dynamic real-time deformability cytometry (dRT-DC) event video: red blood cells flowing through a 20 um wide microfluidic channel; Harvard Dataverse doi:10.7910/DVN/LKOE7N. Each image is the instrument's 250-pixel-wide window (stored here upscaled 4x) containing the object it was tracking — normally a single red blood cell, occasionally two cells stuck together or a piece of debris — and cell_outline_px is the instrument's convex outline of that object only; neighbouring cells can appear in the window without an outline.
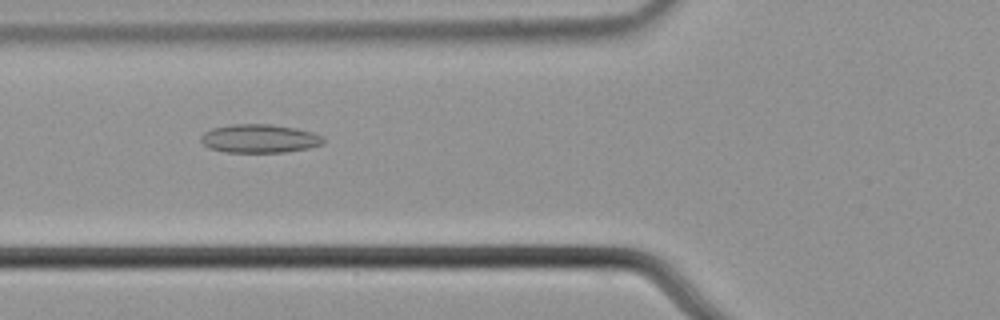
{"species": "common noctule bat (a hibernating species)", "species_latin": "Nyctalus noctula", "temperature_condition": "cold", "stored_images_in_passage": 39, "camera_frame_rate_fps": 3000, "um_per_image_px": 0.085, "animal": {"sex": "male", "body_mass_g": 21.5, "forearm_length_mm": 52.0}, "frame": {"image": 1, "passage_image": 5, "time_ms": 1.333, "image_size_px": [1000, 320], "cell_outline_px": [[324, 144], [308, 148], [284, 152], [224, 152], [208, 148], [200, 140], [200, 136], [204, 132], [212, 128], [232, 124], [272, 124], [296, 128], [312, 132], [324, 136]], "centroid_in_image_um": [22.06, 11.77], "position_along_channel_um": 103.7, "area_um2": 20.52}}
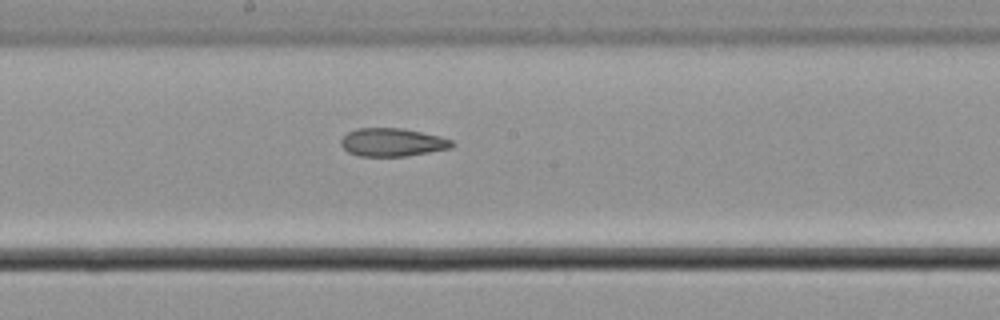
{"frame": {"image": 2, "passage_image": 14, "time_ms": 4.333, "image_size_px": [1000, 320], "cell_outline_px": [[456, 144], [452, 148], [404, 156], [360, 156], [348, 152], [340, 144], [340, 140], [348, 132], [356, 128], [404, 128], [440, 136], [452, 140]], "centroid_in_image_um": [33.36, 12.09], "position_along_channel_um": 214.8, "area_um2": 18.26}}
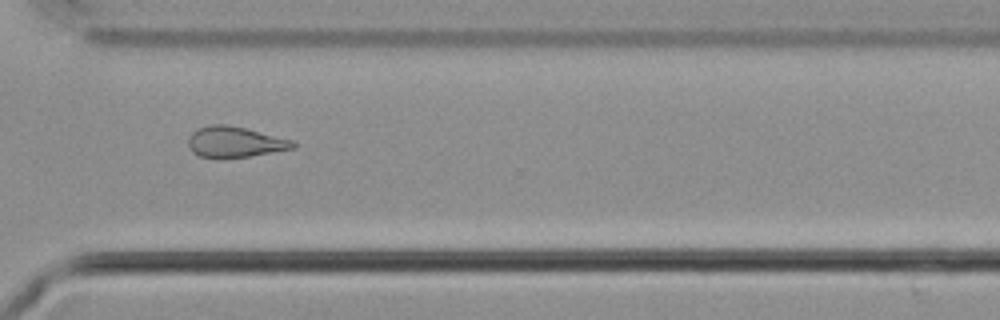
{"frame": {"image": 3, "passage_image": 25, "time_ms": 8.0, "image_size_px": [1000, 320], "cell_outline_px": [[296, 148], [248, 156], [200, 156], [192, 152], [188, 144], [188, 136], [196, 128], [212, 124], [228, 124], [292, 140], [296, 144]], "centroid_in_image_um": [19.94, 12.03], "position_along_channel_um": 350.7, "area_um2": 18.32}, "authors_computed_cell_mechanics": {"area_um2": 18.9006, "velocity_mm_per_s": 3.6966, "shape_relaxation_time_tau1_ms": null, "shape_relaxation_time_tau2_ms": 10.173, "deformation_change_tau1": null, "deformation_change_tau2": 0.2265}}